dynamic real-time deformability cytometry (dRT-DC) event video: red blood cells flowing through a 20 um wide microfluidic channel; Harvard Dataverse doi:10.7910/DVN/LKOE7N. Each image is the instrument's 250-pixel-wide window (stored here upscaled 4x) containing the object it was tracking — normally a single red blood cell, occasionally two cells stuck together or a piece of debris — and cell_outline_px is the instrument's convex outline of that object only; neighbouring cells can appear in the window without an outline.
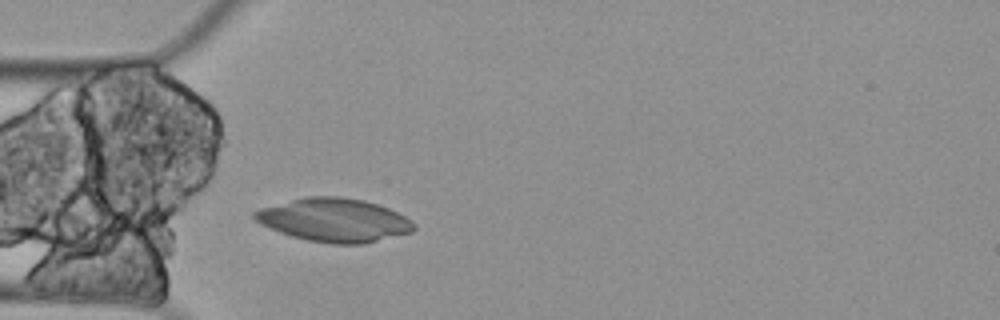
{"species": "Egyptian fruit bat (a non-hibernating species)", "species_latin": "Rousettus aegyptiacus", "temperature_condition": "cold", "stored_images_in_passage": 4, "camera_frame_rate_fps": 3000, "um_per_image_px": 0.085, "animal": {"sex": "female"}, "frame": {"image": 1, "passage_image": 4, "time_ms": 1.0, "image_size_px": [1000, 320], "cell_outline_px": [[416, 228], [412, 232], [364, 244], [332, 244], [308, 240], [292, 236], [280, 232], [260, 224], [252, 216], [252, 212], [260, 208], [304, 196], [340, 196], [364, 200], [388, 208], [412, 220], [416, 224]], "centroid_in_image_um": [28.4, 18.7], "position_along_channel_um": 56.6, "area_um2": 40.46}}